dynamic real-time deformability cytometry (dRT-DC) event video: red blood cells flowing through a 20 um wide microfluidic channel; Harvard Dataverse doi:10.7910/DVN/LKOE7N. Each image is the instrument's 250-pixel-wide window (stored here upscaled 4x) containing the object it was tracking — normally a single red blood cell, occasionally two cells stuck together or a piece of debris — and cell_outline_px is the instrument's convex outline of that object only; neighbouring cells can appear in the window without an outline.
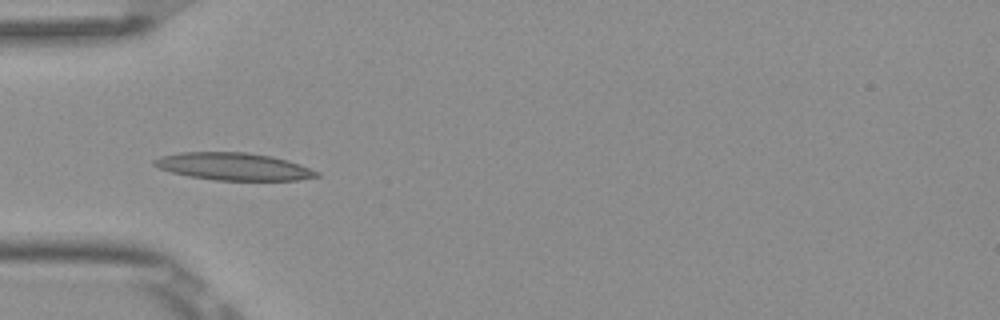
{"species": "Egyptian fruit bat (a non-hibernating species)", "species_latin": "Rousettus aegyptiacus", "temperature_condition": "room temperature", "stored_images_in_passage": 6, "camera_frame_rate_fps": 3000, "um_per_image_px": 0.085, "frame": {"image": 1, "passage_image": 4, "time_ms": 1.0, "image_size_px": [1000, 320], "cell_outline_px": [[320, 176], [296, 180], [216, 180], [188, 176], [172, 172], [160, 168], [152, 164], [152, 160], [160, 156], [180, 152], [248, 152], [272, 156], [288, 160], [300, 164], [320, 172]], "centroid_in_image_um": [19.86, 14.14], "position_along_channel_um": 65.1, "area_um2": 26.01}}
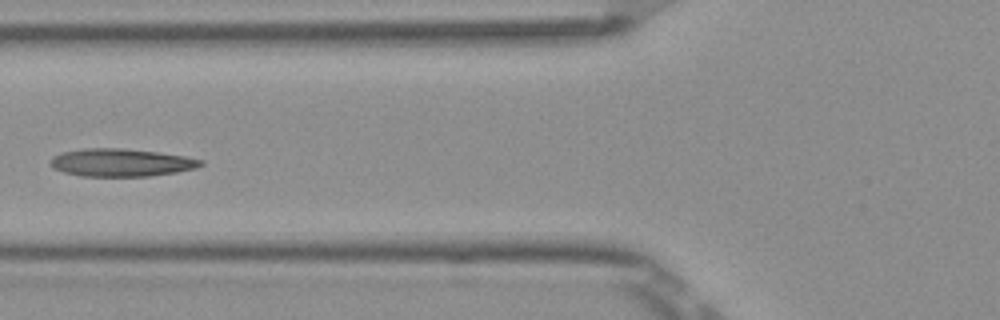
{"frame": {"image": 2, "passage_image": 5, "time_ms": 1.333, "image_size_px": [1000, 320], "cell_outline_px": [[204, 164], [196, 168], [176, 172], [148, 176], [80, 176], [64, 172], [52, 168], [52, 156], [60, 152], [84, 148], [124, 148], [156, 152], [184, 156], [204, 160]], "centroid_in_image_um": [10.29, 13.81], "position_along_channel_um": 115.5, "area_um2": 24.33}}
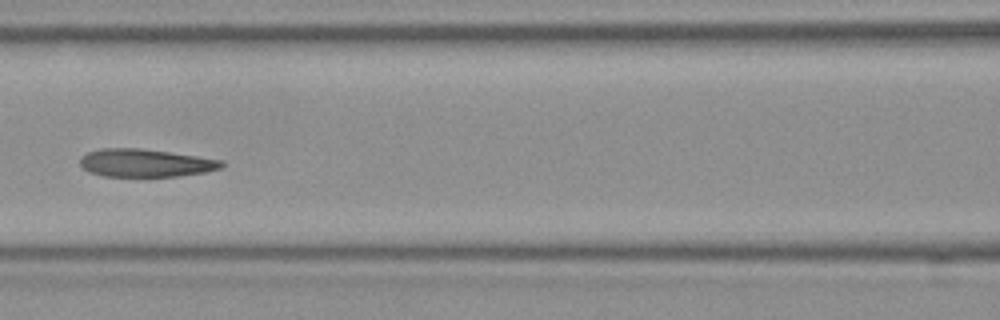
{"frame": {"image": 3, "passage_image": 6, "time_ms": 1.667, "image_size_px": [1000, 320], "cell_outline_px": [[224, 164], [220, 168], [204, 172], [180, 176], [104, 176], [88, 172], [80, 164], [80, 156], [88, 152], [100, 148], [140, 148], [224, 160]], "centroid_in_image_um": [12.33, 13.85], "position_along_channel_um": 154.3, "area_um2": 22.95}}